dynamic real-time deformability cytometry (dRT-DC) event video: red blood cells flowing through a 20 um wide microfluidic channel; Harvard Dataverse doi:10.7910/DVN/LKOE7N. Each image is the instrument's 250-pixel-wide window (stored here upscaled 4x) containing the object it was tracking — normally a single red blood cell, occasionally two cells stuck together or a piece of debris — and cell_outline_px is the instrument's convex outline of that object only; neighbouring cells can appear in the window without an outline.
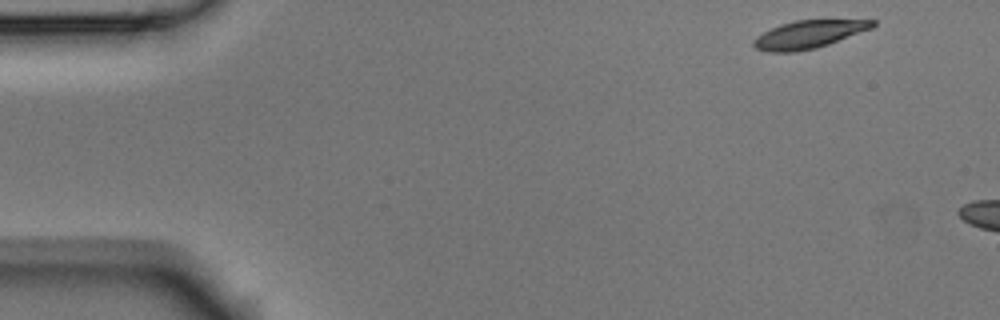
{"species": "Egyptian fruit bat (a non-hibernating species)", "species_latin": "Rousettus aegyptiacus", "temperature_condition": "room temperature", "stored_images_in_passage": 3, "camera_frame_rate_fps": 3000, "um_per_image_px": 0.085, "animal": {"sex": "male"}, "frame": {"image": 1, "passage_image": 1, "time_ms": 0.0, "image_size_px": [1000, 320], "cell_outline_px": [[876, 24], [872, 28], [828, 44], [816, 48], [796, 52], [768, 52], [756, 48], [752, 44], [752, 40], [756, 36], [780, 24], [796, 20], [876, 20]], "centroid_in_image_um": [68.71, 2.93], "position_along_channel_um": 16.3, "area_um2": 19.19}}